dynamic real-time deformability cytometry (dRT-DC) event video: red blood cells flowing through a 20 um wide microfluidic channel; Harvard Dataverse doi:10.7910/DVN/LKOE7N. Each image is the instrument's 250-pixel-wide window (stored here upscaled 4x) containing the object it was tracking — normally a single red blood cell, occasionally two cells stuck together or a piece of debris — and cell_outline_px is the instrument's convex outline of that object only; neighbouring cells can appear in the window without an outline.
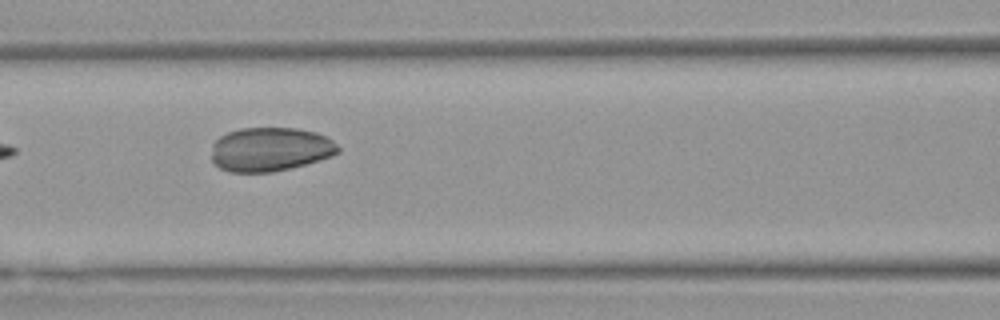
{"species": "Egyptian fruit bat (a non-hibernating species)", "species_latin": "Rousettus aegyptiacus", "temperature_condition": "warm", "stored_images_in_passage": 8, "camera_frame_rate_fps": 3000, "um_per_image_px": 0.085, "animal": {"sex": "female"}, "frame": {"image": 1, "passage_image": 6, "time_ms": 1.667, "image_size_px": [1000, 320], "cell_outline_px": [[340, 152], [332, 156], [320, 160], [272, 172], [232, 172], [220, 168], [212, 160], [212, 144], [220, 136], [228, 132], [240, 128], [296, 128], [316, 132], [332, 140], [340, 148]], "centroid_in_image_um": [22.97, 12.69], "position_along_channel_um": 143.6, "area_um2": 32.37}}
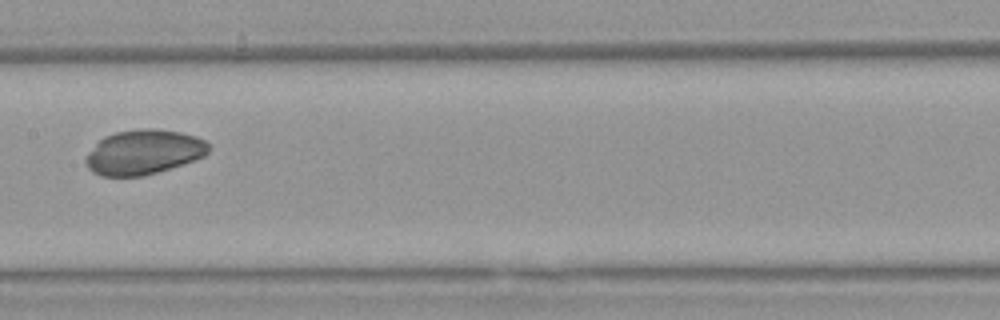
{"frame": {"image": 2, "passage_image": 7, "time_ms": 2.0, "image_size_px": [1000, 320], "cell_outline_px": [[208, 152], [204, 156], [196, 160], [184, 164], [144, 176], [100, 176], [92, 172], [88, 168], [84, 160], [88, 152], [104, 136], [116, 132], [140, 128], [152, 128], [180, 132], [196, 136], [204, 140], [208, 144]], "centroid_in_image_um": [12.2, 12.93], "position_along_channel_um": 195.2, "area_um2": 32.14}}